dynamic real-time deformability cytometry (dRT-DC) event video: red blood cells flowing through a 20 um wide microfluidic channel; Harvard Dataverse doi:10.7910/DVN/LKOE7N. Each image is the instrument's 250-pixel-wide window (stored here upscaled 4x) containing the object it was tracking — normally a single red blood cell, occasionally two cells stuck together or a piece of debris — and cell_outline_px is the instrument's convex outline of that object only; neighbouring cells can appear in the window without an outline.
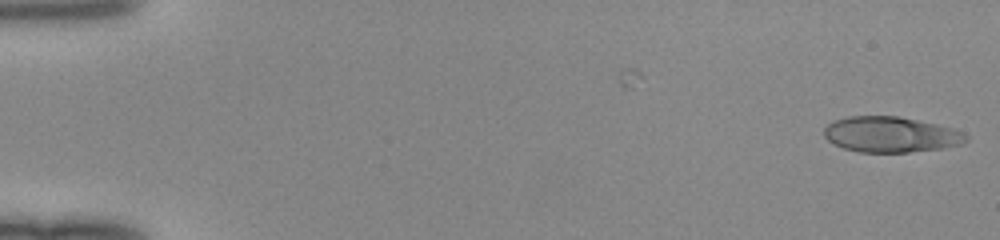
{"species": "human", "species_latin": "Homo sapiens", "temperature_condition": "room temperature", "stored_images_in_passage": 2, "camera_frame_rate_fps": 3000, "um_per_image_px": 0.085, "donor": {"sex": "female"}, "frame": {"image": 1, "passage_image": 2, "time_ms": 0.333, "image_size_px": [1000, 240], "cell_outline_px": [[968, 140], [964, 144], [944, 148], [908, 152], [860, 152], [844, 148], [828, 140], [824, 136], [824, 128], [832, 120], [848, 116], [900, 116], [936, 124], [952, 128], [964, 132], [968, 136]], "centroid_in_image_um": [75.74, 11.43], "position_along_channel_um": 9.3, "area_um2": 29.59}}